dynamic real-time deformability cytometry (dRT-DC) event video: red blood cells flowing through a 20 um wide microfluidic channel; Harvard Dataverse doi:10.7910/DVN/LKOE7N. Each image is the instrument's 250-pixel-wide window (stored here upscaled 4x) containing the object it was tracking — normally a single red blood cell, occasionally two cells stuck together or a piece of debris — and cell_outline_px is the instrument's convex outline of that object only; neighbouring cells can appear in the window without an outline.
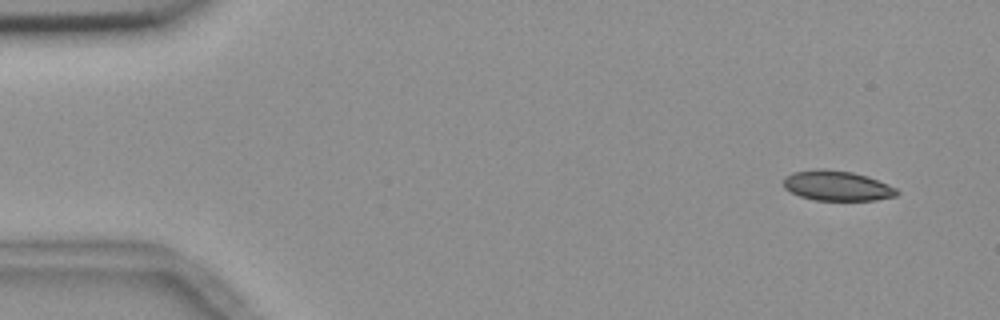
{"species": "common noctule bat (a hibernating species)", "species_latin": "Nyctalus noctula", "temperature_condition": "room temperature", "stored_images_in_passage": 53, "camera_frame_rate_fps": 3000, "um_per_image_px": 0.085, "animal": {"sex": "female", "body_mass_g": 18.4}, "frame": {"image": 1, "passage_image": 2, "time_ms": 0.333, "image_size_px": [1000, 320], "cell_outline_px": [[900, 192], [896, 196], [876, 200], [816, 200], [800, 196], [784, 188], [784, 176], [792, 172], [816, 168], [820, 168], [852, 172], [868, 176], [896, 188]], "centroid_in_image_um": [71.14, 15.78], "position_along_channel_um": 13.9, "area_um2": 19.88}}
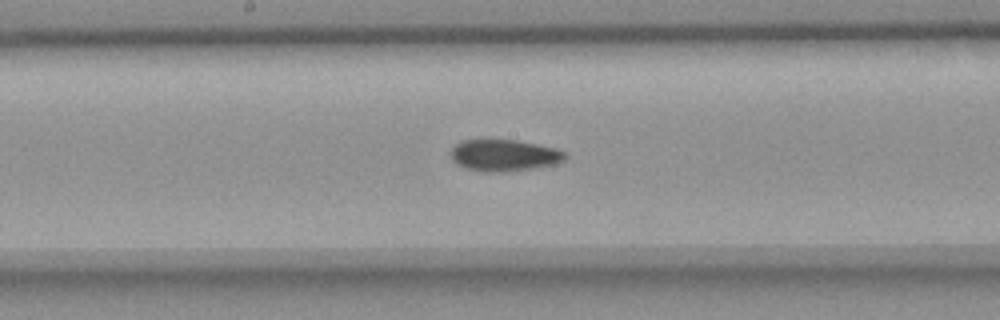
{"frame": {"image": 2, "passage_image": 27, "time_ms": 8.667, "image_size_px": [1000, 320], "cell_outline_px": [[568, 156], [564, 160], [556, 164], [508, 172], [484, 172], [468, 168], [452, 160], [452, 148], [460, 140], [488, 136], [516, 140], [556, 148], [564, 152]], "centroid_in_image_um": [42.83, 13.15], "position_along_channel_um": 205.4, "area_um2": 21.73}}
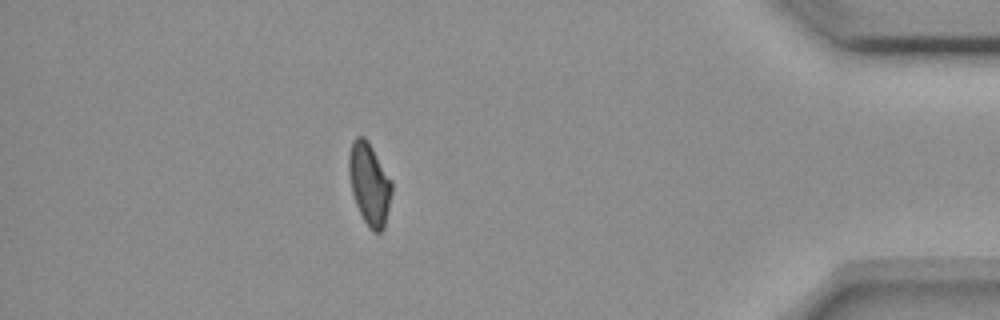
{"frame": {"image": 3, "passage_image": 47, "time_ms": 15.333, "image_size_px": [1000, 320], "cell_outline_px": [[392, 192], [384, 228], [380, 232], [372, 232], [368, 228], [356, 204], [352, 192], [348, 172], [348, 156], [352, 140], [356, 136], [364, 136], [368, 140], [392, 180]], "centroid_in_image_um": [31.39, 15.61], "position_along_channel_um": 403.8, "area_um2": 20.69}, "authors_computed_cell_mechanics": {"area_um2": 20.9236, "velocity_mm_per_s": 3.6506, "shape_relaxation_time_tau1_ms": 10.9488, "shape_relaxation_time_tau2_ms": 3.4274, "deformation_change_tau1": 0.1817, "deformation_change_tau2": 0.079}}